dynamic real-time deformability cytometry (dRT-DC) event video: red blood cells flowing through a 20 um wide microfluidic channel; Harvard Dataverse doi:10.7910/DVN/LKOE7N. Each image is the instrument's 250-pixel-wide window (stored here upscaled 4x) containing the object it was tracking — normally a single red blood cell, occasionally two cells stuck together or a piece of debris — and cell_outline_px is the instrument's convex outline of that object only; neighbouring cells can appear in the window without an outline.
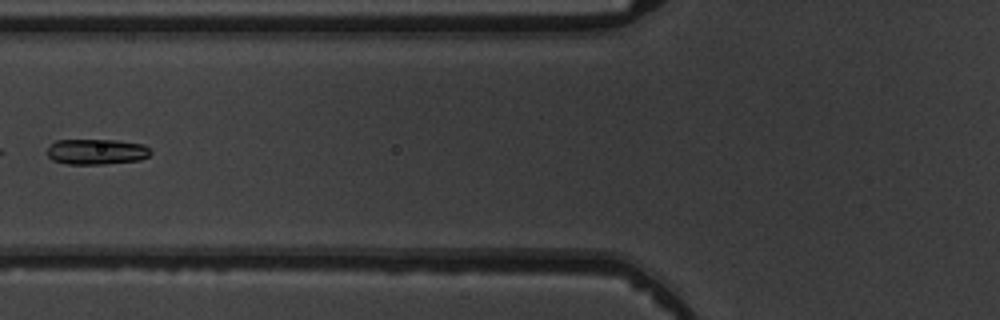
{"species": "common noctule bat (a hibernating species)", "species_latin": "Nyctalus noctula", "temperature_condition": "warm", "stored_images_in_passage": 4, "camera_frame_rate_fps": 3000, "um_per_image_px": 0.085, "animal": {"sex": "male", "body_mass_g": 19.5, "forearm_length_mm": 54.6}, "frame": {"image": 1, "passage_image": 3, "time_ms": 2.333, "image_size_px": [1000, 320], "cell_outline_px": [[152, 152], [148, 156], [140, 160], [104, 164], [68, 164], [52, 160], [48, 156], [48, 148], [56, 140], [116, 140], [144, 144]], "centroid_in_image_um": [8.22, 12.89], "position_along_channel_um": 117.6, "area_um2": 15.37}}
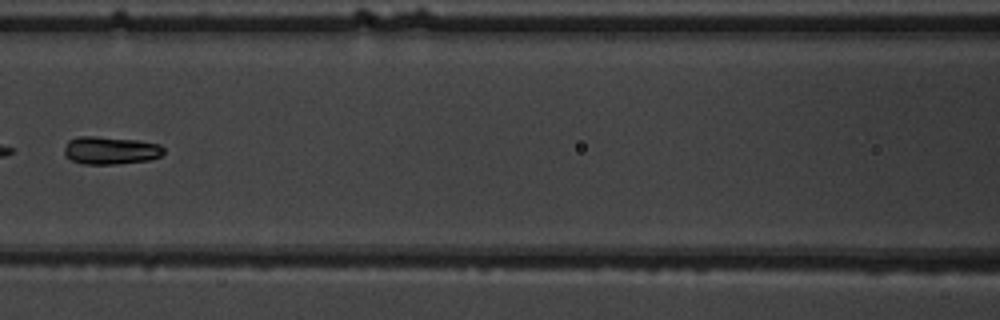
{"frame": {"image": 2, "passage_image": 4, "time_ms": 3.333, "image_size_px": [1000, 320], "cell_outline_px": [[164, 152], [160, 156], [148, 160], [116, 164], [84, 164], [72, 160], [64, 152], [64, 148], [68, 140], [80, 136], [96, 136], [136, 140], [160, 144], [164, 148]], "centroid_in_image_um": [9.4, 12.78], "position_along_channel_um": 157.2, "area_um2": 16.01}}